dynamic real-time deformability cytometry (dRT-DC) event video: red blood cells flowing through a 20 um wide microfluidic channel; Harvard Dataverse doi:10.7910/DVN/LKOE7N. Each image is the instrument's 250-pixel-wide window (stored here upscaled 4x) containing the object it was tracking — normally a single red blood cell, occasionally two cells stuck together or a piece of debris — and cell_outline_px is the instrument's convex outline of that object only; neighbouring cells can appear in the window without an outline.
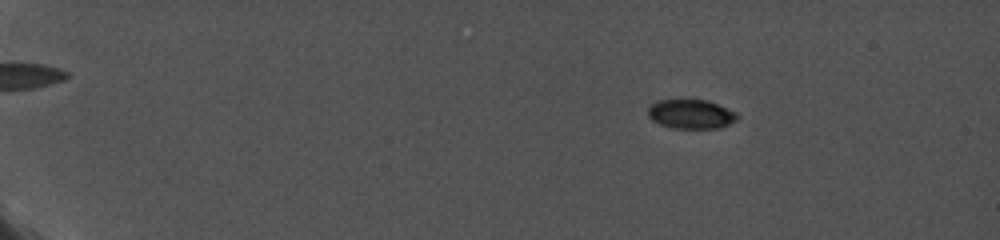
{"species": "common noctule bat (a hibernating species)", "species_latin": "Nyctalus noctula", "temperature_condition": "cold", "stored_images_in_passage": 76, "camera_frame_rate_fps": 5000, "um_per_image_px": 0.085, "animal": {"sex": "female", "body_mass_g": 19.0, "forearm_length_mm": 56.7}, "frame": {"image": 1, "passage_image": 14, "time_ms": 3.8, "image_size_px": [1000, 240], "cell_outline_px": [[740, 116], [736, 120], [720, 128], [672, 128], [660, 124], [652, 120], [648, 116], [648, 108], [656, 100], [708, 100], [736, 112]], "centroid_in_image_um": [58.73, 9.7], "position_along_channel_um": 26.3, "area_um2": 15.2}}
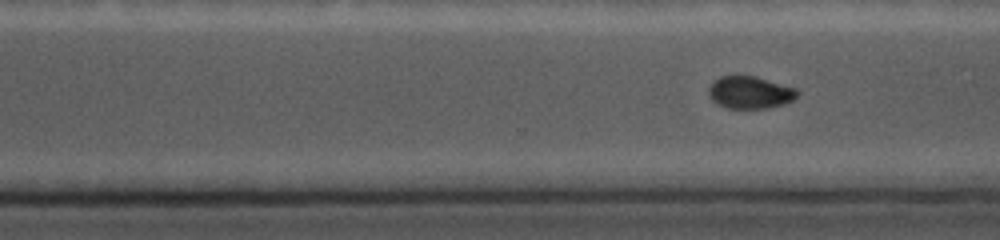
{"frame": {"image": 2, "passage_image": 67, "time_ms": 14.8, "image_size_px": [1000, 240], "cell_outline_px": [[800, 92], [792, 100], [784, 104], [768, 108], [728, 108], [716, 104], [708, 96], [708, 88], [712, 80], [720, 76], [756, 76], [796, 88]], "centroid_in_image_um": [63.72, 7.85], "position_along_channel_um": 306.9, "area_um2": 16.88}}
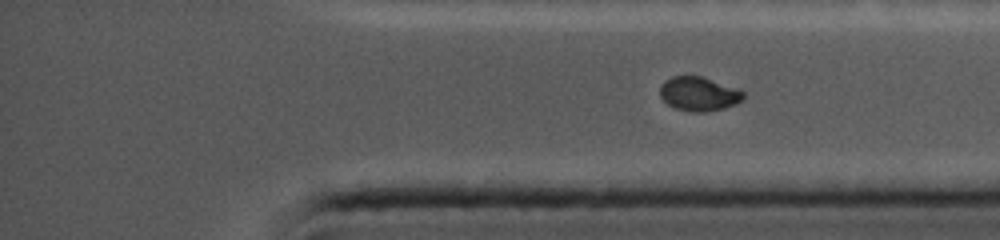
{"frame": {"image": 3, "passage_image": 76, "time_ms": 16.6, "image_size_px": [1000, 240], "cell_outline_px": [[744, 100], [736, 104], [724, 108], [704, 112], [692, 112], [676, 108], [668, 104], [660, 96], [660, 84], [664, 80], [672, 76], [700, 76], [736, 88], [744, 92]], "centroid_in_image_um": [59.39, 7.98], "position_along_channel_um": 375.8, "area_um2": 16.53}}